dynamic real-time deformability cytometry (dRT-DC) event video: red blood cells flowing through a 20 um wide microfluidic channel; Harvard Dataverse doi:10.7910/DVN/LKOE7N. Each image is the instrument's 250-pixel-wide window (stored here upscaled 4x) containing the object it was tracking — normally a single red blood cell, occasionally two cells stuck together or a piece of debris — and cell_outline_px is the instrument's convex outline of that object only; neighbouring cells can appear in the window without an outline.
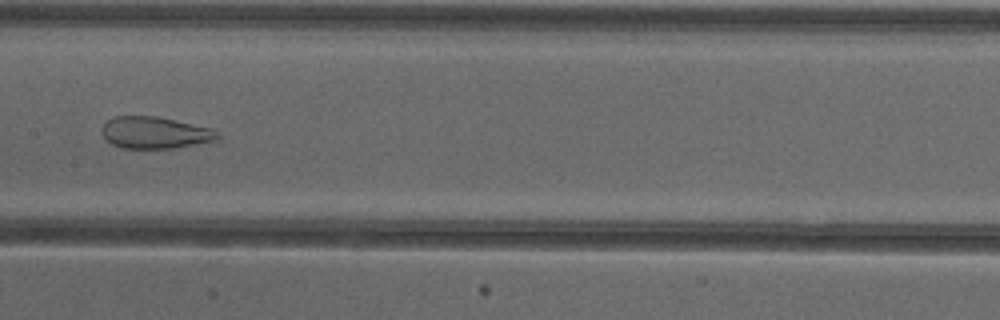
{"species": "common noctule bat (a hibernating species)", "species_latin": "Nyctalus noctula", "temperature_condition": "cold", "stored_images_in_passage": 53, "camera_frame_rate_fps": 3000, "um_per_image_px": 0.085, "animal": {"sex": "female"}, "frame": {"image": 1, "passage_image": 27, "time_ms": 8.667, "image_size_px": [1000, 320], "cell_outline_px": [[220, 136], [216, 140], [176, 148], [120, 148], [112, 144], [100, 132], [100, 128], [108, 120], [116, 116], [156, 116], [212, 128], [220, 132]], "centroid_in_image_um": [13.18, 11.28], "position_along_channel_um": 194.2, "area_um2": 21.5}}
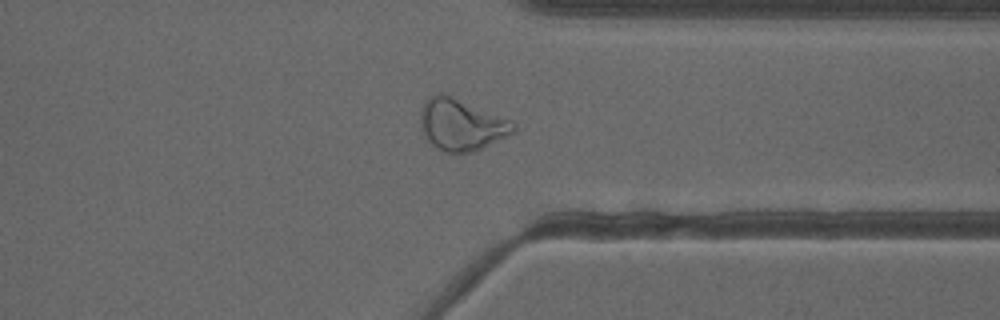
{"frame": {"image": 2, "passage_image": 41, "time_ms": 13.333, "image_size_px": [1000, 320], "cell_outline_px": [[516, 128], [508, 136], [472, 152], [444, 152], [432, 144], [428, 140], [420, 124], [420, 112], [424, 100], [428, 96], [436, 92], [440, 92], [512, 120], [516, 124]], "centroid_in_image_um": [39.19, 10.58], "position_along_channel_um": 372.2, "area_um2": 27.74}}
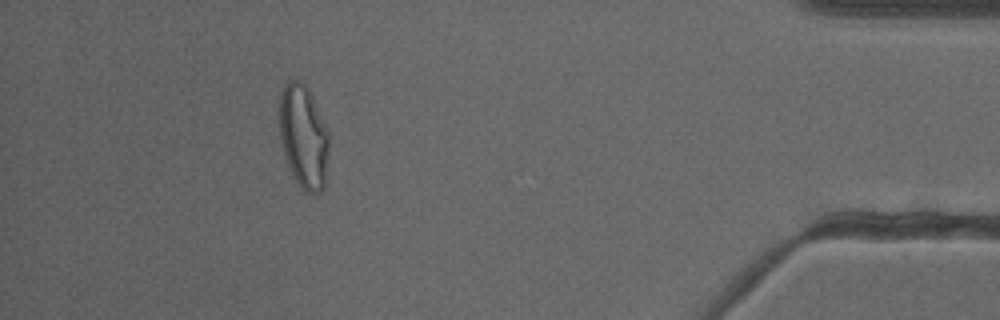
{"frame": {"image": 3, "passage_image": 48, "time_ms": 15.667, "image_size_px": [1000, 320], "cell_outline_px": [[328, 152], [324, 188], [320, 192], [312, 196], [304, 192], [300, 188], [292, 176], [284, 152], [280, 136], [280, 92], [284, 84], [288, 80], [300, 80], [308, 88], [328, 132]], "centroid_in_image_um": [25.79, 11.66], "position_along_channel_um": 409.4, "area_um2": 29.88}, "authors_computed_cell_mechanics": {"area_um2": 29.9982, "velocity_mm_per_s": 3.8392, "shape_relaxation_time_tau1_ms": null, "shape_relaxation_time_tau2_ms": 1.4935, "deformation_change_tau1": null, "deformation_change_tau2": 0.0959}}